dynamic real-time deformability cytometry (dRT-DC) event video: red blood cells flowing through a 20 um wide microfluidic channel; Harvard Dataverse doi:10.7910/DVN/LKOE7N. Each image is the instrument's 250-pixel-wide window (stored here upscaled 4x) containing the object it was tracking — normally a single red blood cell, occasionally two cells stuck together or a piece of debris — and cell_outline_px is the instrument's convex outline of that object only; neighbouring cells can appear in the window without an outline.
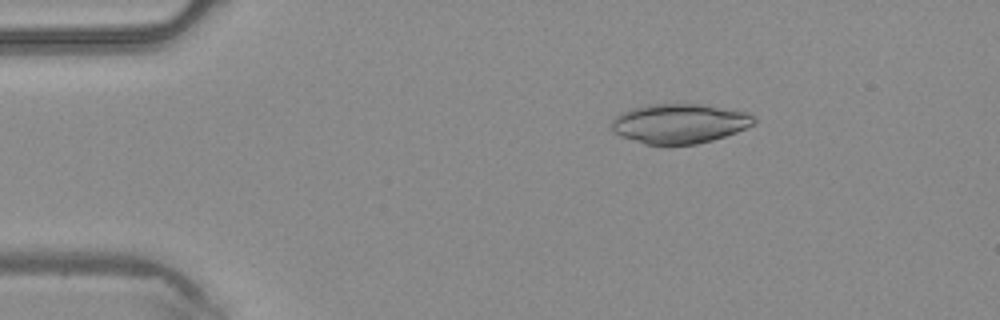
{"species": "common noctule bat (a hibernating species)", "species_latin": "Nyctalus noctula", "temperature_condition": "warm", "stored_images_in_passage": 4, "camera_frame_rate_fps": 3000, "um_per_image_px": 0.085, "animal": {"sex": "male", "body_mass_g": 20.4}, "frame": {"image": 1, "passage_image": 2, "time_ms": 0.333, "image_size_px": [1000, 320], "cell_outline_px": [[756, 124], [736, 132], [712, 140], [696, 144], [644, 144], [620, 136], [612, 132], [608, 124], [620, 112], [632, 108], [648, 104], [700, 104], [748, 112], [756, 116]], "centroid_in_image_um": [57.73, 10.49], "position_along_channel_um": 27.3, "area_um2": 33.18}}